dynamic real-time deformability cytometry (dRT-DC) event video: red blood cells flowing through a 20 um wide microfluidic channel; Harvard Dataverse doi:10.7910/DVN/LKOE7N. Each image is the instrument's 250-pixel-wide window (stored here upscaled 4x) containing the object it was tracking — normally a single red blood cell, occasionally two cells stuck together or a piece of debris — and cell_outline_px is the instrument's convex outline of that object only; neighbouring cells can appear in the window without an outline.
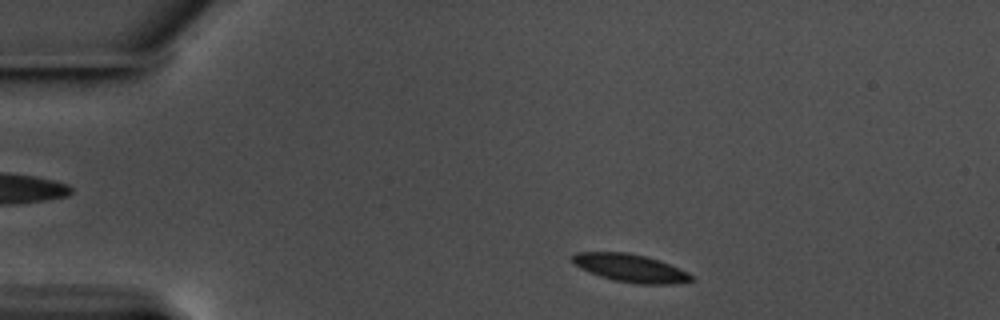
{"species": "common noctule bat (a hibernating species)", "species_latin": "Nyctalus noctula", "temperature_condition": "warm", "stored_images_in_passage": 21, "camera_frame_rate_fps": 3000, "um_per_image_px": 0.085, "animal": {"sex": "male", "body_mass_g": 17.5, "forearm_length_mm": 52.3}, "frame": {"image": 1, "passage_image": 4, "time_ms": 1.0, "image_size_px": [1000, 320], "cell_outline_px": [[696, 280], [672, 284], [640, 284], [616, 280], [600, 276], [588, 272], [580, 268], [572, 260], [572, 256], [576, 252], [628, 252], [644, 256], [668, 264], [688, 272]], "centroid_in_image_um": [53.58, 22.79], "position_along_channel_um": 31.4, "area_um2": 19.07}}
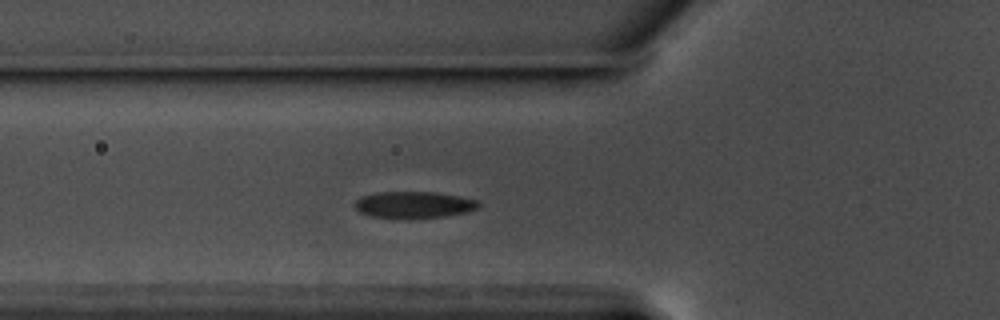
{"frame": {"image": 2, "passage_image": 14, "time_ms": 4.333, "image_size_px": [1000, 320], "cell_outline_px": [[480, 208], [468, 212], [444, 216], [408, 220], [372, 216], [360, 212], [356, 208], [356, 200], [364, 196], [380, 192], [436, 192], [460, 196], [480, 200]], "centroid_in_image_um": [35.26, 17.42], "position_along_channel_um": 90.5, "area_um2": 19.54}}
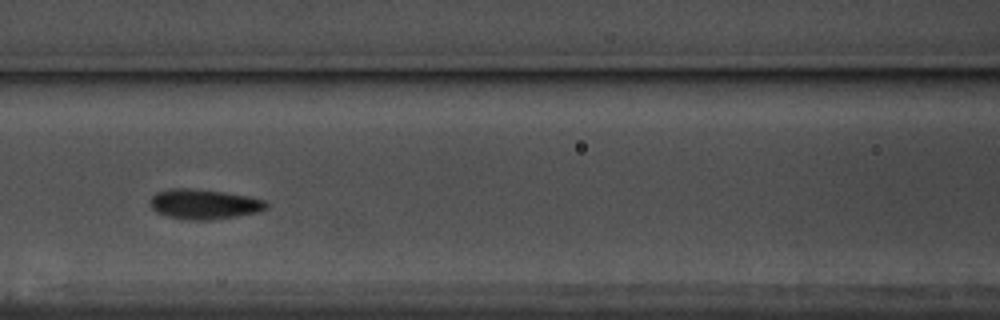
{"frame": {"image": 3, "passage_image": 19, "time_ms": 6.0, "image_size_px": [1000, 320], "cell_outline_px": [[268, 208], [260, 212], [212, 220], [188, 220], [168, 216], [156, 212], [148, 204], [148, 200], [156, 192], [168, 188], [188, 188], [224, 192], [248, 196], [268, 200]], "centroid_in_image_um": [17.35, 17.35], "position_along_channel_um": 149.3, "area_um2": 20.63}}